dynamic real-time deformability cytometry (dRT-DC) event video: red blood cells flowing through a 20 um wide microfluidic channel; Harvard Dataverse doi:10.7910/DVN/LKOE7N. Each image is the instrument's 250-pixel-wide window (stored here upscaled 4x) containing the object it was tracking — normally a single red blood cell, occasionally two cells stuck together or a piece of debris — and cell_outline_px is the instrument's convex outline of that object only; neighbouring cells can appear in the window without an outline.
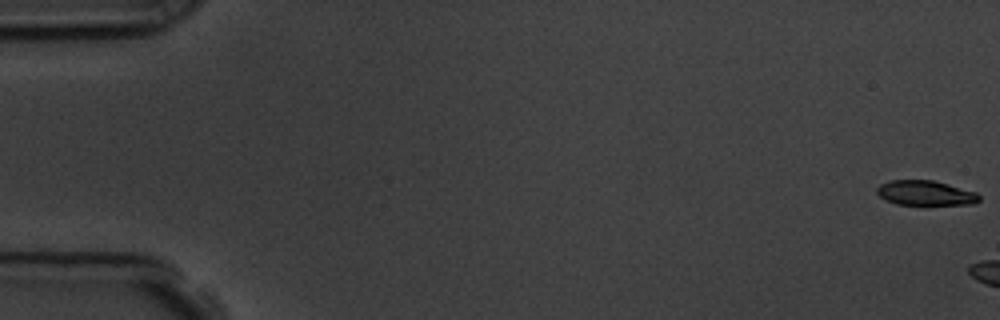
{"species": "common noctule bat (a hibernating species)", "species_latin": "Nyctalus noctula", "temperature_condition": "room temperature", "stored_images_in_passage": 5, "camera_frame_rate_fps": 3000, "um_per_image_px": 0.085, "animal": {"sex": "male", "body_mass_g": 19.5, "forearm_length_mm": 54.6}, "frame": {"image": 1, "passage_image": 1, "time_ms": 0.0, "image_size_px": [1000, 320], "cell_outline_px": [[980, 200], [976, 204], [896, 204], [884, 200], [876, 192], [876, 188], [880, 184], [888, 180], [932, 180], [948, 184], [976, 192], [980, 196]], "centroid_in_image_um": [78.64, 16.4], "position_along_channel_um": 6.4, "area_um2": 14.8}}